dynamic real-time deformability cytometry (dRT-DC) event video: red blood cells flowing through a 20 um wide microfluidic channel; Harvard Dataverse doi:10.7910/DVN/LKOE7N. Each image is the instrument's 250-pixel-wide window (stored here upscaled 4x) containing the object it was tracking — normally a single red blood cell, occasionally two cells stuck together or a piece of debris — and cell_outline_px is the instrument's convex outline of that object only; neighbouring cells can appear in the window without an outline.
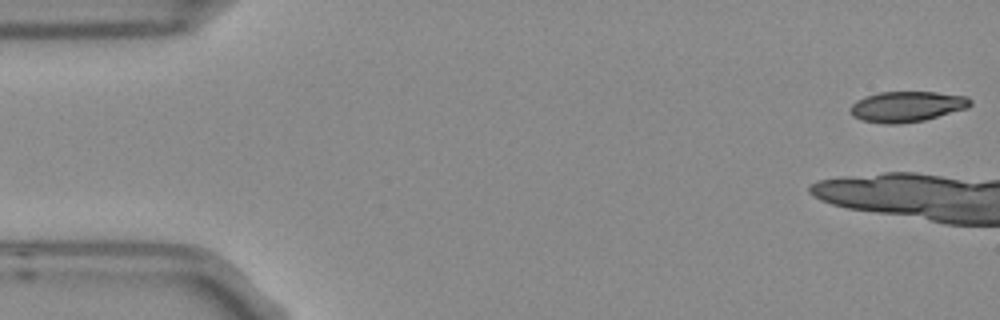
{"species": "Egyptian fruit bat (a non-hibernating species)", "species_latin": "Rousettus aegyptiacus", "temperature_condition": "room temperature", "stored_images_in_passage": 7, "camera_frame_rate_fps": 3000, "um_per_image_px": 0.085, "frame": {"image": 1, "passage_image": 1, "time_ms": 0.0, "image_size_px": [1000, 320], "cell_outline_px": [[972, 104], [968, 108], [924, 120], [900, 124], [884, 124], [860, 120], [852, 116], [848, 112], [852, 104], [856, 100], [864, 96], [880, 92], [936, 92], [968, 96], [972, 100]], "centroid_in_image_um": [77.07, 9.06], "position_along_channel_um": 7.9, "area_um2": 21.68}}
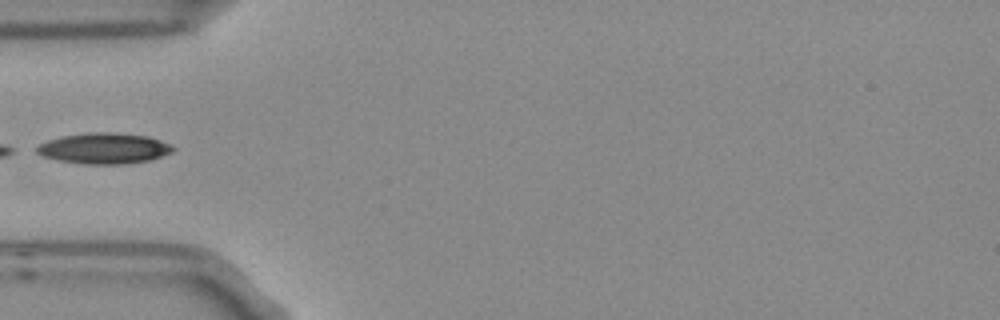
{"frame": {"image": 2, "passage_image": 6, "time_ms": 1.667, "image_size_px": [1000, 320], "cell_outline_px": [[176, 148], [172, 152], [148, 160], [124, 164], [84, 164], [56, 160], [44, 156], [36, 152], [32, 148], [48, 140], [60, 136], [88, 132], [112, 132], [148, 136], [160, 140]], "centroid_in_image_um": [8.79, 12.6], "position_along_channel_um": 76.2, "area_um2": 24.51}}
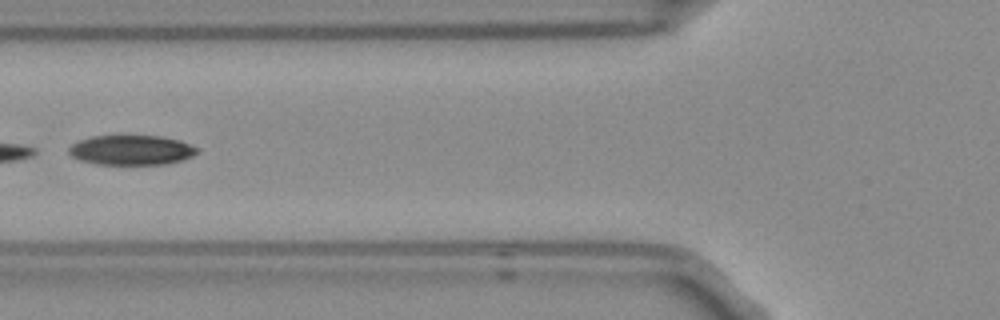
{"frame": {"image": 3, "passage_image": 7, "time_ms": 2.0, "image_size_px": [1000, 320], "cell_outline_px": [[200, 152], [192, 156], [180, 160], [164, 164], [96, 164], [80, 160], [72, 156], [68, 152], [68, 148], [72, 144], [80, 140], [92, 136], [160, 136], [180, 140], [200, 148]], "centroid_in_image_um": [11.19, 12.75], "position_along_channel_um": 114.6, "area_um2": 22.25}}